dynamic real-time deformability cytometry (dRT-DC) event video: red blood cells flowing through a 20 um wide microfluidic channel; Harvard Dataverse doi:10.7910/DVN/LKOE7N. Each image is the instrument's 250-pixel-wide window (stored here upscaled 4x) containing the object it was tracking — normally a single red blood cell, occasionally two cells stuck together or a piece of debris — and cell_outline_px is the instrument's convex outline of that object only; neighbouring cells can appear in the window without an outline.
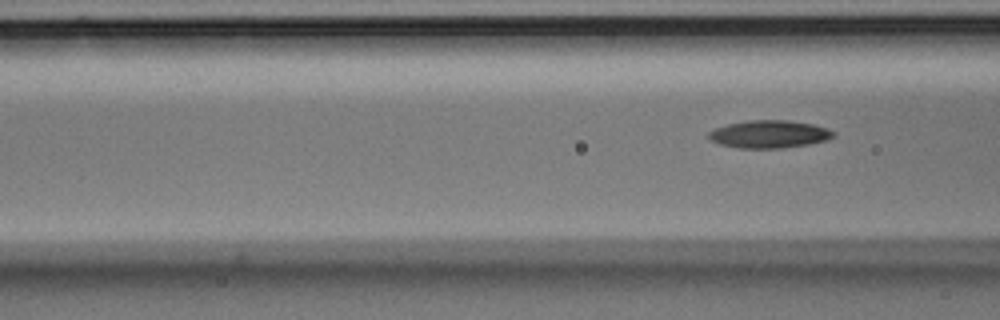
{"species": "Egyptian fruit bat (a non-hibernating species)", "species_latin": "Rousettus aegyptiacus", "temperature_condition": "room temperature", "stored_images_in_passage": 8, "segment_of_instrument_passage": [2, 2], "camera_frame_rate_fps": 3000, "um_per_image_px": 0.085, "animal": {"sex": "male"}, "frame": {"image": 1, "passage_image": 8, "time_ms": 2.333, "image_size_px": [1000, 320], "cell_outline_px": [[836, 136], [828, 140], [808, 144], [780, 148], [740, 148], [720, 144], [712, 140], [708, 136], [708, 132], [716, 128], [728, 124], [748, 120], [788, 120], [812, 124], [828, 128], [836, 132]], "centroid_in_image_um": [65.44, 11.4], "position_along_channel_um": 101.2, "area_um2": 20.11}}